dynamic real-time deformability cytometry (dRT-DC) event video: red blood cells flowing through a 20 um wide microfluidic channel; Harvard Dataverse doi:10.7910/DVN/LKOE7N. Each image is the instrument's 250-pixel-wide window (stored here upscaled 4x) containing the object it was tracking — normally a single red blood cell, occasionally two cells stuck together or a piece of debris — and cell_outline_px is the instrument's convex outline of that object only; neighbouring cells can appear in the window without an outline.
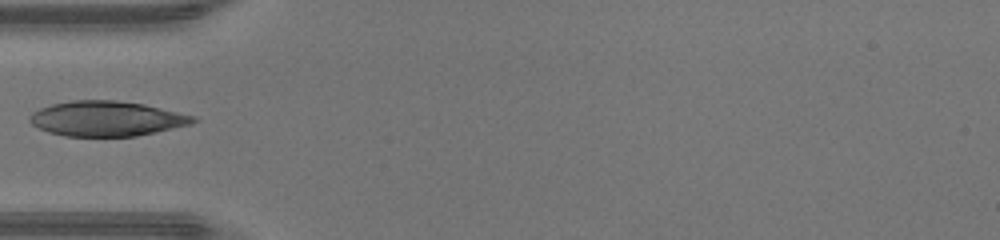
{"species": "human", "species_latin": "Homo sapiens", "temperature_condition": "warm", "stored_images_in_passage": 32, "camera_frame_rate_fps": 3000, "um_per_image_px": 0.085, "donor": {"sex": "male"}, "frame": {"image": 1, "passage_image": 1, "time_ms": 0.0, "image_size_px": [1000, 240], "cell_outline_px": [[196, 120], [192, 124], [156, 132], [136, 136], [64, 136], [48, 132], [32, 124], [28, 120], [28, 116], [32, 112], [40, 108], [52, 104], [72, 100], [116, 100], [144, 104], [196, 116]], "centroid_in_image_um": [9.05, 10.08], "position_along_channel_um": 75.9, "area_um2": 33.41}}
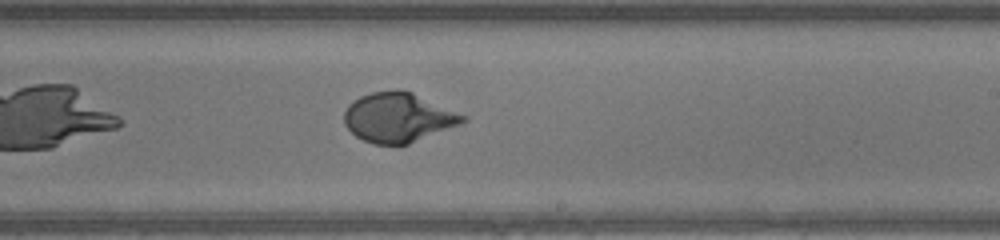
{"frame": {"image": 2, "passage_image": 13, "time_ms": 4.0, "image_size_px": [1000, 240], "cell_outline_px": [[468, 120], [460, 124], [408, 144], [372, 144], [356, 136], [344, 124], [344, 112], [348, 104], [360, 96], [372, 92], [396, 88], [404, 88], [468, 116]], "centroid_in_image_um": [33.86, 9.95], "position_along_channel_um": 255.1, "area_um2": 34.51}}
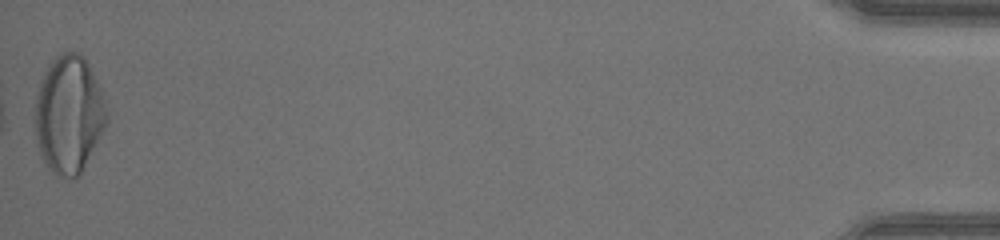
{"frame": {"image": 3, "passage_image": 32, "time_ms": 10.333, "image_size_px": [1000, 240], "cell_outline_px": [[108, 120], [104, 128], [80, 172], [72, 180], [56, 176], [48, 168], [40, 156], [36, 144], [32, 120], [36, 96], [40, 80], [48, 64], [60, 52], [80, 52], [84, 56], [100, 88], [108, 108]], "centroid_in_image_um": [5.8, 9.72], "position_along_channel_um": 429.4, "area_um2": 49.88}}